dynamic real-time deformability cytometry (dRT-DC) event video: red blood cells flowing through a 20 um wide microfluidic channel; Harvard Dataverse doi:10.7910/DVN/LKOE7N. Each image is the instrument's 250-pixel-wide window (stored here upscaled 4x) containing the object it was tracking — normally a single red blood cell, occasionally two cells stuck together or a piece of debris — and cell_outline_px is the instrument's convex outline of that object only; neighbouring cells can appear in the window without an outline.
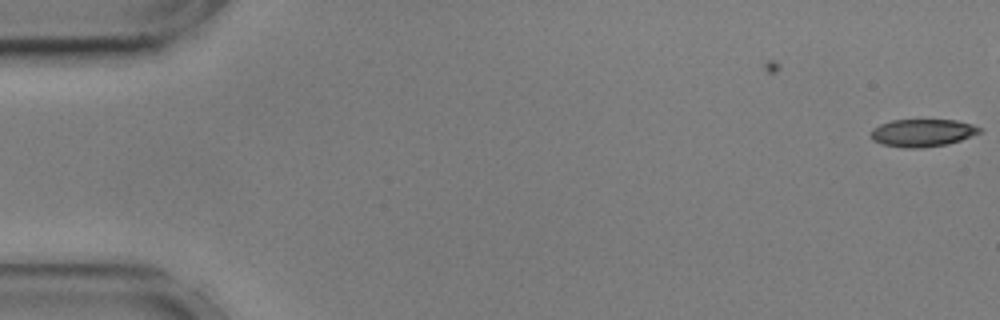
{"species": "common noctule bat (a hibernating species)", "species_latin": "Nyctalus noctula", "temperature_condition": "cold", "stored_images_in_passage": 5, "camera_frame_rate_fps": 3000, "um_per_image_px": 0.085, "animal": {"sex": "male", "body_mass_g": 17.9, "forearm_length_mm": 54.2}, "frame": {"image": 1, "passage_image": 5, "time_ms": 1.333, "image_size_px": [1000, 320], "cell_outline_px": [[984, 128], [980, 132], [960, 140], [948, 144], [920, 148], [904, 148], [884, 144], [872, 140], [872, 128], [880, 124], [892, 120], [956, 120], [972, 124]], "centroid_in_image_um": [78.42, 11.28], "position_along_channel_um": 6.6, "area_um2": 17.4}}